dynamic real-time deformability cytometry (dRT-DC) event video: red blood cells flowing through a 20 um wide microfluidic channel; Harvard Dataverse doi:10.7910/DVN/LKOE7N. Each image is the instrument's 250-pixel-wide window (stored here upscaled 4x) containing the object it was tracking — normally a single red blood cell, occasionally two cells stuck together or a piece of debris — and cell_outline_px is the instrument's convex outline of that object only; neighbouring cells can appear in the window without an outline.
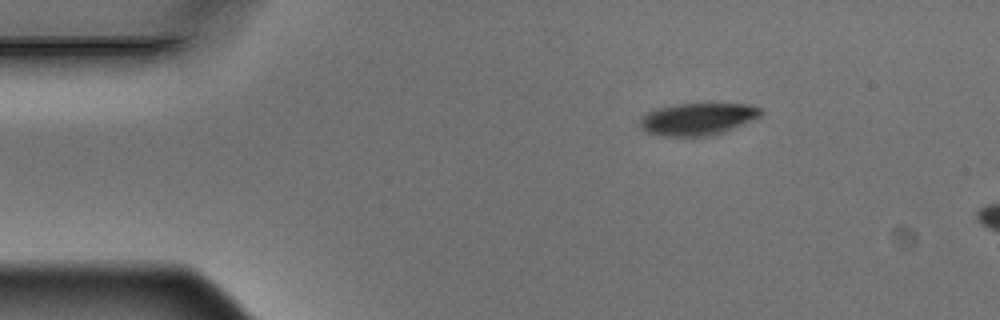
{"species": "Egyptian fruit bat (a non-hibernating species)", "species_latin": "Rousettus aegyptiacus", "temperature_condition": "warm", "stored_images_in_passage": 3, "camera_frame_rate_fps": 3000, "um_per_image_px": 0.085, "animal": {"sex": "male"}, "frame": {"image": 1, "passage_image": 1, "time_ms": 0.0, "image_size_px": [1000, 320], "cell_outline_px": [[764, 112], [760, 116], [752, 120], [724, 132], [712, 136], [660, 136], [648, 132], [640, 128], [640, 116], [648, 112], [660, 108], [676, 104], [748, 104], [760, 108]], "centroid_in_image_um": [59.3, 10.13], "position_along_channel_um": 25.7, "area_um2": 22.6}}